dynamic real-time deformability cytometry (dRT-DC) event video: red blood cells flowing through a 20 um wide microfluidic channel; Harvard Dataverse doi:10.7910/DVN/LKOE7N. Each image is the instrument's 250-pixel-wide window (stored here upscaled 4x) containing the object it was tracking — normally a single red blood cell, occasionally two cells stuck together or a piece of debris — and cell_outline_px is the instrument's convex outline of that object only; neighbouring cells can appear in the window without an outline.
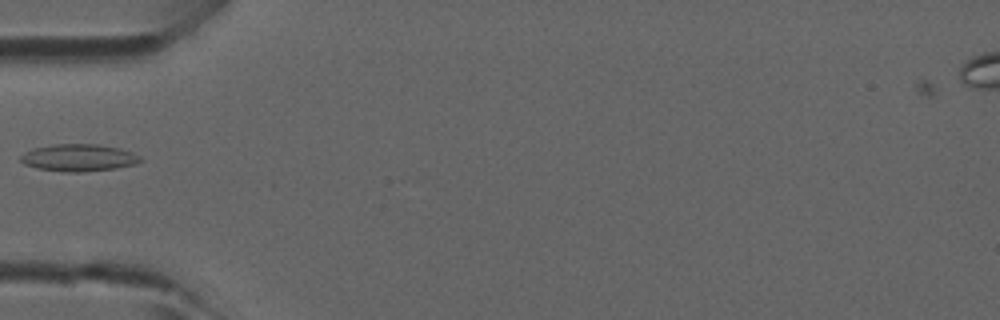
{"species": "common noctule bat (a hibernating species)", "species_latin": "Nyctalus noctula", "temperature_condition": "room temperature", "stored_images_in_passage": 2, "camera_frame_rate_fps": 3000, "um_per_image_px": 0.085, "animal": {"sex": "male", "forearm_length_mm": 52.5}, "frame": {"image": 1, "passage_image": 2, "time_ms": 0.333, "image_size_px": [1000, 320], "cell_outline_px": [[144, 160], [136, 164], [116, 168], [80, 172], [64, 172], [36, 168], [24, 164], [20, 160], [20, 156], [24, 152], [32, 148], [52, 144], [96, 144], [120, 148], [132, 152], [140, 156]], "centroid_in_image_um": [6.68, 13.4], "position_along_channel_um": 78.3, "area_um2": 19.13}}